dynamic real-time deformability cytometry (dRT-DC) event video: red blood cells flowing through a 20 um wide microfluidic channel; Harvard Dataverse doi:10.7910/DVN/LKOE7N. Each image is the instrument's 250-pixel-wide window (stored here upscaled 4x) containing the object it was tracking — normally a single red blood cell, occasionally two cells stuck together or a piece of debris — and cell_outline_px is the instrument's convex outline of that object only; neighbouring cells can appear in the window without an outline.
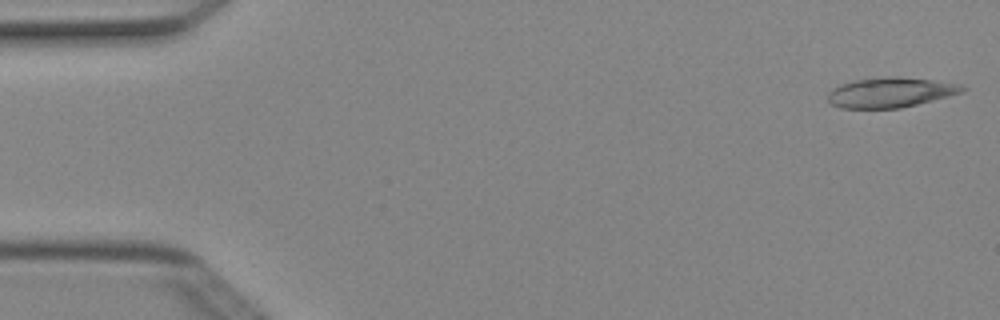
{"species": "Egyptian fruit bat (a non-hibernating species)", "species_latin": "Rousettus aegyptiacus", "temperature_condition": "cold", "stored_images_in_passage": 4, "camera_frame_rate_fps": 3000, "um_per_image_px": 0.085, "animal": {"sex": "female"}, "frame": {"image": 1, "passage_image": 1, "time_ms": 0.0, "image_size_px": [1000, 320], "cell_outline_px": [[968, 88], [964, 92], [900, 108], [840, 108], [832, 104], [828, 100], [828, 92], [832, 88], [840, 84], [856, 80], [888, 76], [896, 76], [932, 80], [964, 84]], "centroid_in_image_um": [75.71, 7.85], "position_along_channel_um": 9.3, "area_um2": 23.52}}